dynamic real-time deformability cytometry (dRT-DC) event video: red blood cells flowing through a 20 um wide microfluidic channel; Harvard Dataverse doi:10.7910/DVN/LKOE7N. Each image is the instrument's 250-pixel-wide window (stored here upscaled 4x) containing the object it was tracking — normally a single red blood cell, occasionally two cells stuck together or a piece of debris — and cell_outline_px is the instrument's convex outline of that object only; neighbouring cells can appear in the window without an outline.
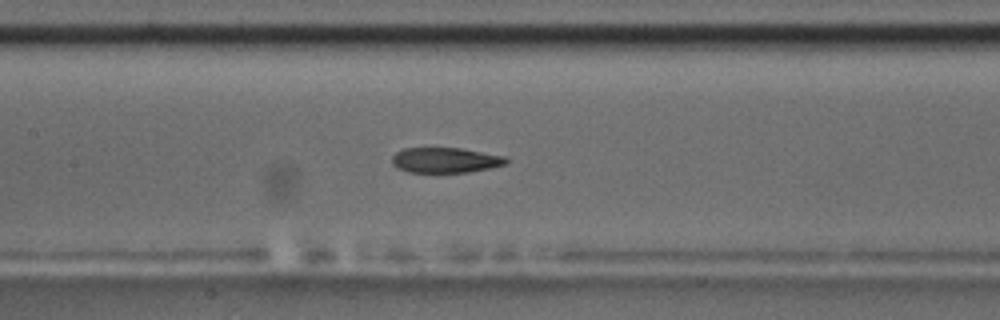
{"species": "common noctule bat (a hibernating species)", "species_latin": "Nyctalus noctula", "temperature_condition": "room temperature", "stored_images_in_passage": 42, "camera_frame_rate_fps": 3000, "um_per_image_px": 0.085, "animal": {"sex": "male", "body_mass_g": 17.5, "forearm_length_mm": 52.3}, "frame": {"image": 1, "passage_image": 13, "time_ms": 4.0, "image_size_px": [1000, 320], "cell_outline_px": [[508, 160], [504, 164], [488, 168], [468, 172], [408, 172], [396, 168], [392, 164], [392, 156], [396, 152], [404, 148], [464, 148], [504, 156]], "centroid_in_image_um": [37.81, 13.6], "position_along_channel_um": 169.6, "area_um2": 16.76}, "authors_computed_cell_mechanics": {"area_um2": 18.2648, "velocity_mm_per_s": 3.6715, "shape_relaxation_time_tau1_ms": 4.8947, "shape_relaxation_time_tau2_ms": 2.6295, "deformation_change_tau1": 0.1552, "deformation_change_tau2": 0.1061}}